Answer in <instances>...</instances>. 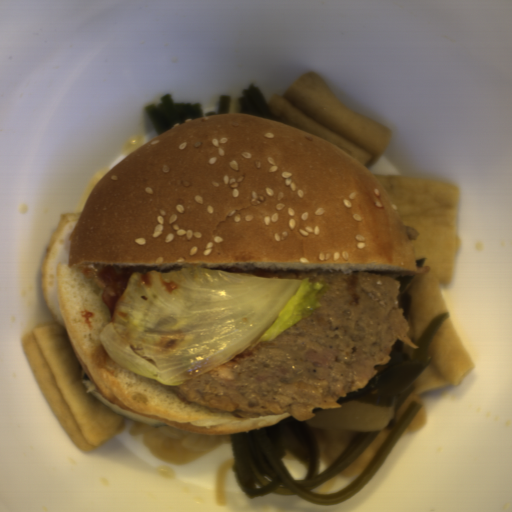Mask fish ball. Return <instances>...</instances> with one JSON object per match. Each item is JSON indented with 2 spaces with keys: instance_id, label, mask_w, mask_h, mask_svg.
Returning <instances> with one entry per match:
<instances>
[{
  "instance_id": "obj_1",
  "label": "fish ball",
  "mask_w": 512,
  "mask_h": 512,
  "mask_svg": "<svg viewBox=\"0 0 512 512\" xmlns=\"http://www.w3.org/2000/svg\"><path fill=\"white\" fill-rule=\"evenodd\" d=\"M308 426L315 437L319 462L330 467L351 441L353 432Z\"/></svg>"
},
{
  "instance_id": "obj_2",
  "label": "fish ball",
  "mask_w": 512,
  "mask_h": 512,
  "mask_svg": "<svg viewBox=\"0 0 512 512\" xmlns=\"http://www.w3.org/2000/svg\"><path fill=\"white\" fill-rule=\"evenodd\" d=\"M390 433L391 430L389 429H386L384 427L380 429L373 443L364 451V453L355 462L350 464L348 467H346L338 474L342 478L357 479L368 468L372 460L375 458L377 453L382 448L383 444L387 440Z\"/></svg>"
}]
</instances>
